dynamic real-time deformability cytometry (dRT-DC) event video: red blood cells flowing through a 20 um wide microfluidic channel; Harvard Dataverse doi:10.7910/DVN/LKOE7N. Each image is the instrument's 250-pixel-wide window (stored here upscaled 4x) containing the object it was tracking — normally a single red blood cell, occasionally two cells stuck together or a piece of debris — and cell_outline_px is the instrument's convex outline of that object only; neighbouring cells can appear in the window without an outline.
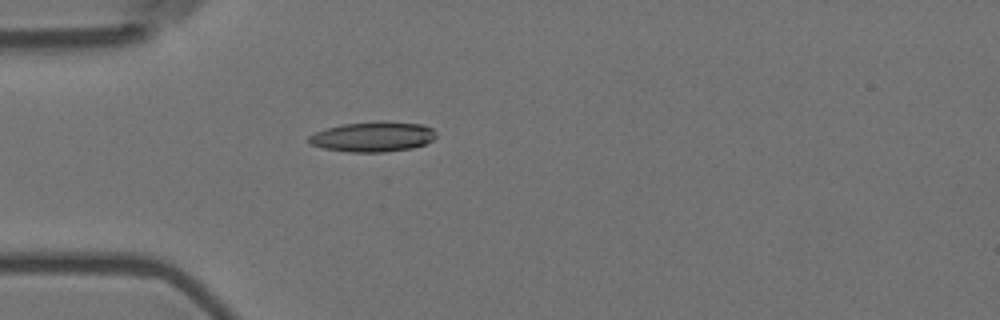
{"species": "Egyptian fruit bat (a non-hibernating species)", "species_latin": "Rousettus aegyptiacus", "temperature_condition": "room temperature", "stored_images_in_passage": 27, "camera_frame_rate_fps": 3000, "um_per_image_px": 0.085, "animal": {"sex": "female"}, "frame": {"image": 1, "passage_image": 1, "time_ms": 0.0, "image_size_px": [1000, 320], "cell_outline_px": [[436, 136], [432, 140], [424, 144], [412, 148], [384, 152], [348, 152], [324, 148], [312, 144], [308, 140], [308, 136], [316, 132], [328, 128], [344, 124], [424, 124], [432, 128], [436, 132]], "centroid_in_image_um": [31.69, 11.67], "position_along_channel_um": 53.3, "area_um2": 21.21}}
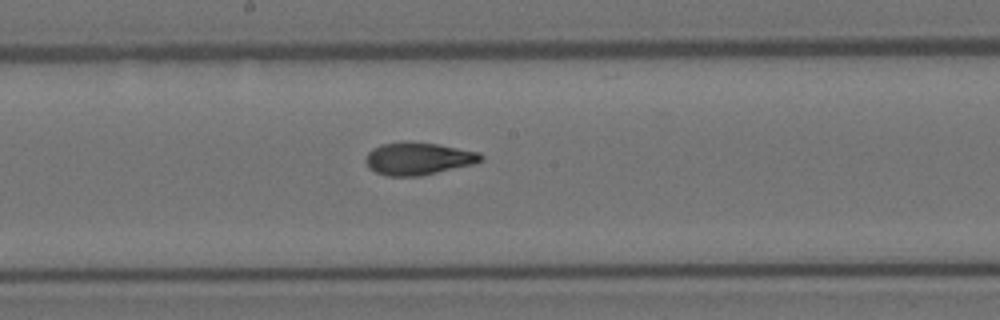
{"frame": {"image": 2, "passage_image": 15, "time_ms": 4.667, "image_size_px": [1000, 320], "cell_outline_px": [[484, 160], [476, 164], [420, 176], [388, 176], [376, 172], [368, 168], [364, 160], [364, 156], [372, 148], [380, 144], [404, 140], [408, 140], [436, 144], [480, 152], [484, 156]], "centroid_in_image_um": [35.54, 13.47], "position_along_channel_um": 212.7, "area_um2": 22.37}}
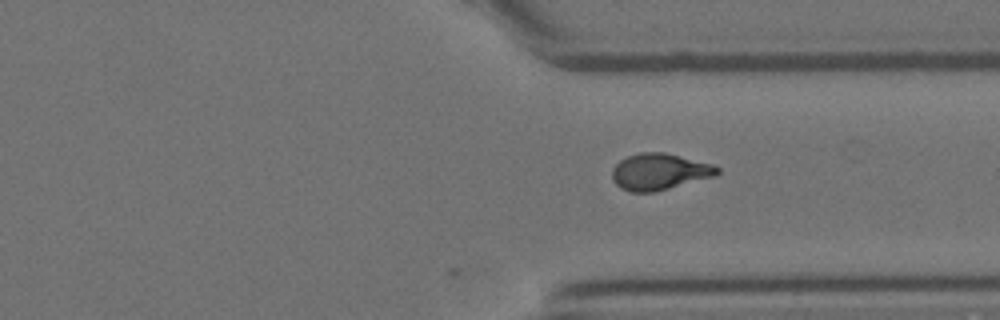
{"frame": {"image": 3, "passage_image": 27, "time_ms": 8.667, "image_size_px": [1000, 320], "cell_outline_px": [[720, 172], [716, 176], [652, 192], [632, 192], [620, 188], [612, 180], [612, 168], [620, 160], [628, 156], [640, 152], [664, 152], [712, 164], [720, 168]], "centroid_in_image_um": [56.04, 14.59], "position_along_channel_um": 355.4, "area_um2": 22.25}}